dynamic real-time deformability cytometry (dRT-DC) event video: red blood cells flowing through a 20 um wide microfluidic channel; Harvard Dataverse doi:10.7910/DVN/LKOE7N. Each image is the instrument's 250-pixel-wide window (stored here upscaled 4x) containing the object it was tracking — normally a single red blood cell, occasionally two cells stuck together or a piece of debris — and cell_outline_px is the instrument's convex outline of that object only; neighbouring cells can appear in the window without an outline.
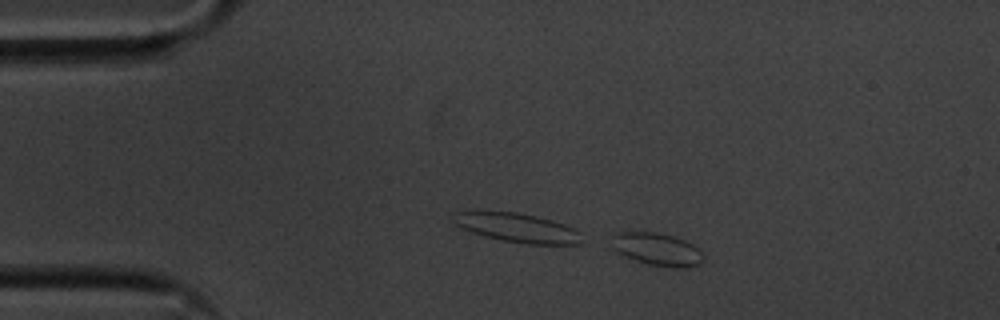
{"species": "common noctule bat (a hibernating species)", "species_latin": "Nyctalus noctula", "temperature_condition": "cold", "stored_images_in_passage": 7, "camera_frame_rate_fps": 3000, "um_per_image_px": 0.085, "animal": {"sex": "male", "body_mass_g": 20.1, "forearm_length_mm": 53.5}, "frame": {"image": 1, "passage_image": 7, "time_ms": 2.0, "image_size_px": [1000, 320], "cell_outline_px": [[704, 260], [696, 264], [684, 268], [676, 268], [648, 264], [624, 256], [612, 248], [616, 232], [656, 232], [672, 236], [684, 240], [692, 244], [704, 256]], "centroid_in_image_um": [55.86, 21.19], "position_along_channel_um": 29.1, "area_um2": 17.11}}